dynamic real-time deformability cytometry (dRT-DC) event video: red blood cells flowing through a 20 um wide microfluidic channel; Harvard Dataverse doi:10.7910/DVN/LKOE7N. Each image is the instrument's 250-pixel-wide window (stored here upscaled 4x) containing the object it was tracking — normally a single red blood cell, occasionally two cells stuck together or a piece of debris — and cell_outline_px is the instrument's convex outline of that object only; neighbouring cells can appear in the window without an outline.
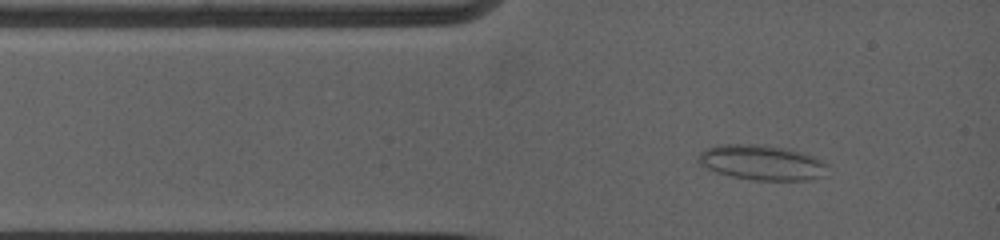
{"species": "common noctule bat (a hibernating species)", "species_latin": "Nyctalus noctula", "temperature_condition": "warm", "stored_images_in_passage": 4, "camera_frame_rate_fps": 5000, "um_per_image_px": 0.085, "animal": {"sex": "female", "body_mass_g": 19.0, "forearm_length_mm": 53.3}, "frame": {"image": 1, "passage_image": 2, "time_ms": 0.8, "image_size_px": [1000, 240], "cell_outline_px": [[828, 164], [820, 176], [808, 180], [752, 180], [732, 176], [716, 172], [700, 164], [696, 160], [696, 156], [704, 148], [716, 144], [764, 144], [800, 152], [824, 160]], "centroid_in_image_um": [64.67, 13.8], "position_along_channel_um": 20.3, "area_um2": 26.41}}
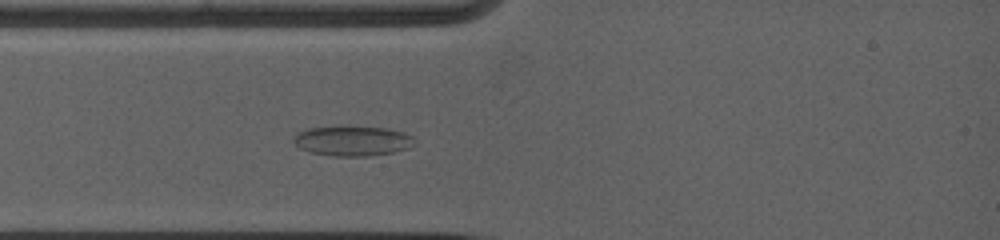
{"frame": {"image": 2, "passage_image": 4, "time_ms": 2.2, "image_size_px": [1000, 240], "cell_outline_px": [[412, 140], [408, 148], [392, 152], [368, 156], [332, 156], [308, 152], [300, 148], [292, 140], [296, 132], [308, 128], [336, 124], [348, 124], [388, 128], [404, 132], [412, 136]], "centroid_in_image_um": [29.87, 11.92], "position_along_channel_um": 55.1, "area_um2": 21.85}}